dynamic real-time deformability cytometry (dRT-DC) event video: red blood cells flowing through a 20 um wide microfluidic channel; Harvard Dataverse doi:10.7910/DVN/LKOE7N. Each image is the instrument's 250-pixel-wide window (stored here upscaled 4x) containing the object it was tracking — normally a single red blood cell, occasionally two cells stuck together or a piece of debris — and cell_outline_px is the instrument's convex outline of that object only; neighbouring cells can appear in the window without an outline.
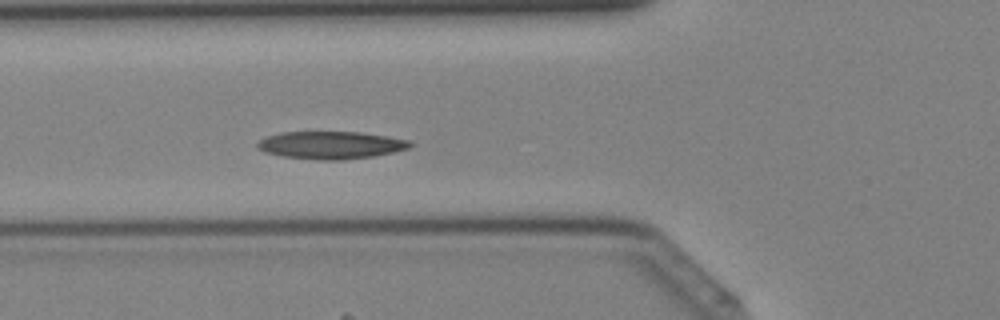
{"species": "Egyptian fruit bat (a non-hibernating species)", "species_latin": "Rousettus aegyptiacus", "temperature_condition": "cold", "stored_images_in_passage": 36, "camera_frame_rate_fps": 3000, "um_per_image_px": 0.085, "animal": {"sex": "female"}, "frame": {"image": 1, "passage_image": 10, "time_ms": 3.0, "image_size_px": [1000, 320], "cell_outline_px": [[416, 144], [408, 148], [392, 152], [372, 156], [344, 160], [316, 160], [284, 156], [264, 152], [256, 148], [256, 144], [260, 140], [268, 136], [280, 132], [360, 132], [388, 136], [412, 140]], "centroid_in_image_um": [28.15, 12.33], "position_along_channel_um": 97.6, "area_um2": 24.68}}
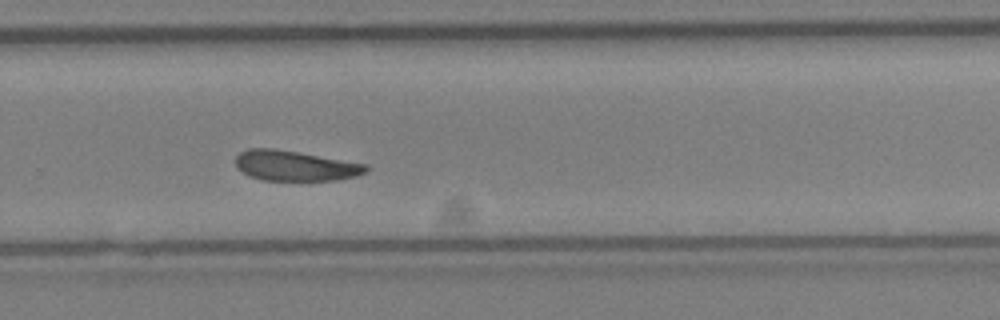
{"frame": {"image": 2, "passage_image": 23, "time_ms": 7.333, "image_size_px": [1000, 320], "cell_outline_px": [[368, 172], [356, 176], [336, 180], [260, 180], [248, 176], [236, 168], [236, 156], [240, 152], [248, 148], [276, 148], [368, 164]], "centroid_in_image_um": [25.07, 14.08], "position_along_channel_um": 304.7, "area_um2": 23.24}}
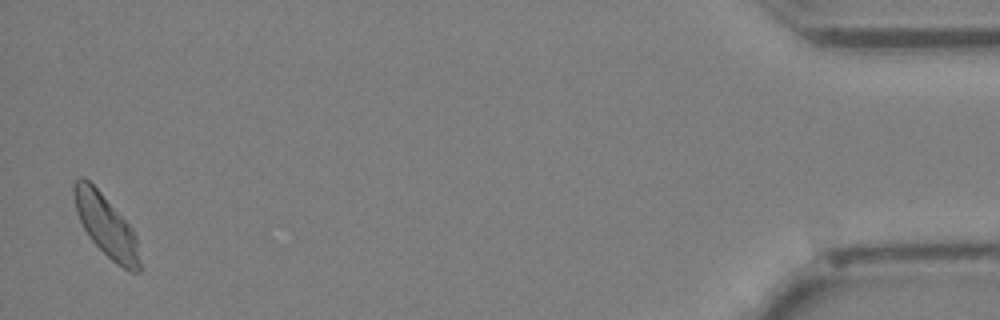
{"frame": {"image": 3, "passage_image": 36, "time_ms": 11.667, "image_size_px": [1000, 320], "cell_outline_px": [[140, 272], [128, 272], [116, 264], [88, 236], [76, 212], [72, 192], [72, 184], [80, 176], [84, 176], [100, 192], [132, 228], [136, 236], [140, 260]], "centroid_in_image_um": [9.0, 19.19], "position_along_channel_um": 426.2, "area_um2": 23.47}}